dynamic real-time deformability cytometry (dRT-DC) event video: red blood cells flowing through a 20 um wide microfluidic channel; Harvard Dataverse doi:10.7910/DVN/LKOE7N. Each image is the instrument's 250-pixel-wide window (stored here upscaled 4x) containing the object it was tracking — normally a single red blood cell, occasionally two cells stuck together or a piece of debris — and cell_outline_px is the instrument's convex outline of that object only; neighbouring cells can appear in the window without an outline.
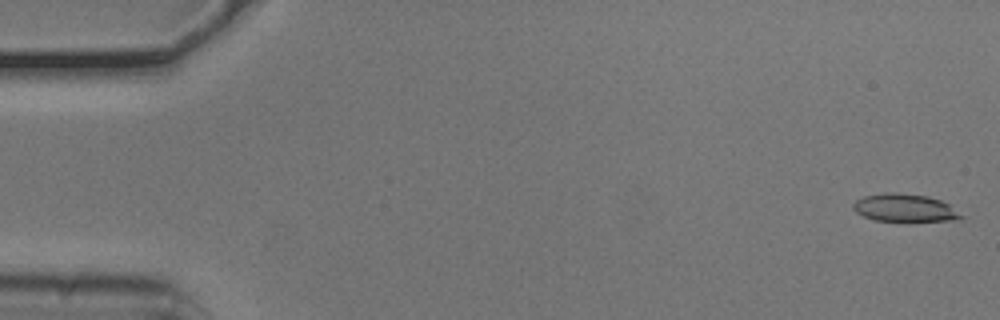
{"species": "common noctule bat (a hibernating species)", "species_latin": "Nyctalus noctula", "temperature_condition": "cold", "stored_images_in_passage": 53, "camera_frame_rate_fps": 3000, "um_per_image_px": 0.085, "animal": {"sex": "male", "body_mass_g": 20.5, "forearm_length_mm": 52.5}, "frame": {"image": 1, "passage_image": 1, "time_ms": 0.0, "image_size_px": [1000, 320], "cell_outline_px": [[964, 216], [960, 220], [908, 224], [876, 220], [864, 216], [856, 212], [852, 208], [852, 204], [856, 200], [864, 196], [884, 192], [896, 192], [928, 196], [940, 200], [948, 204]], "centroid_in_image_um": [76.93, 17.72], "position_along_channel_um": 8.1, "area_um2": 18.44}}
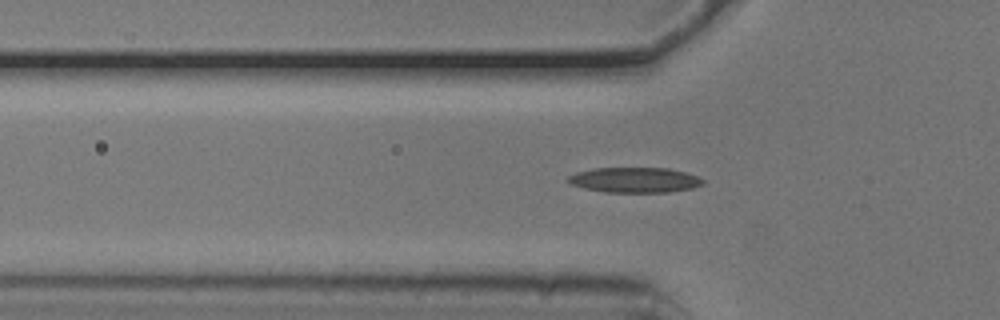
{"frame": {"image": 2, "passage_image": 17, "time_ms": 5.333, "image_size_px": [1000, 320], "cell_outline_px": [[704, 184], [692, 188], [668, 192], [604, 192], [572, 184], [568, 180], [568, 176], [576, 172], [592, 168], [668, 168], [684, 172], [696, 176], [704, 180]], "centroid_in_image_um": [53.97, 15.29], "position_along_channel_um": 71.8, "area_um2": 19.59}}
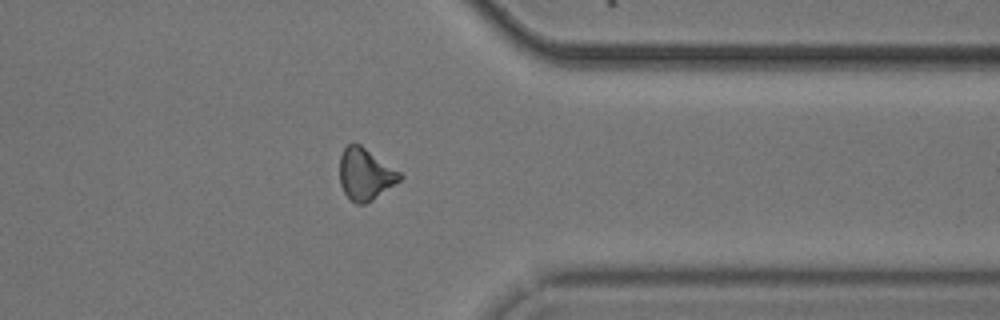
{"frame": {"image": 3, "passage_image": 42, "time_ms": 13.667, "image_size_px": [1000, 320], "cell_outline_px": [[404, 176], [400, 180], [372, 200], [364, 204], [356, 204], [344, 192], [340, 184], [340, 156], [344, 148], [348, 144], [360, 144], [400, 172]], "centroid_in_image_um": [31.04, 14.8], "position_along_channel_um": 380.4, "area_um2": 17.86}, "authors_computed_cell_mechanics": {"area_um2": 18.3226, "velocity_mm_per_s": 3.7864, "shape_relaxation_time_tau1_ms": 8.8884, "shape_relaxation_time_tau2_ms": null, "deformation_change_tau1": 0.1837, "deformation_change_tau2": null}}